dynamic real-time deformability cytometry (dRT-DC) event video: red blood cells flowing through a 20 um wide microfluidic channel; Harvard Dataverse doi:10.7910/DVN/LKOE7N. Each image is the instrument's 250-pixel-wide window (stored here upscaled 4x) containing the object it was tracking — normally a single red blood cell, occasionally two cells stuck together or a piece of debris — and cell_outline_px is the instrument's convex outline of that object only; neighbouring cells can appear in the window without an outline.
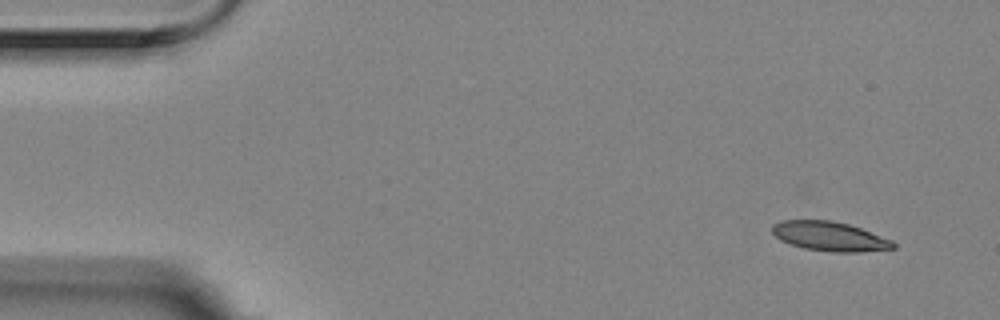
{"species": "Egyptian fruit bat (a non-hibernating species)", "species_latin": "Rousettus aegyptiacus", "temperature_condition": "room temperature", "stored_images_in_passage": 5, "camera_frame_rate_fps": 3000, "um_per_image_px": 0.085, "animal": {"sex": "female"}, "frame": {"image": 1, "passage_image": 1, "time_ms": 0.0, "image_size_px": [1000, 320], "cell_outline_px": [[896, 248], [856, 252], [832, 252], [804, 248], [780, 240], [772, 232], [772, 224], [780, 220], [832, 220], [848, 224], [860, 228], [892, 240], [896, 244]], "centroid_in_image_um": [70.51, 20.08], "position_along_channel_um": 14.5, "area_um2": 20.63}}
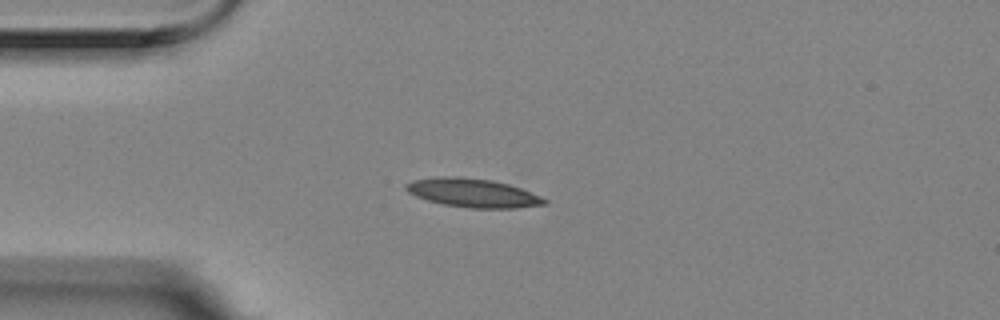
{"frame": {"image": 2, "passage_image": 4, "time_ms": 1.0, "image_size_px": [1000, 320], "cell_outline_px": [[548, 204], [516, 208], [468, 208], [444, 204], [428, 200], [416, 196], [408, 192], [404, 188], [404, 184], [412, 180], [444, 176], [460, 176], [492, 180], [508, 184], [520, 188], [540, 196], [548, 200]], "centroid_in_image_um": [40.19, 16.39], "position_along_channel_um": 44.8, "area_um2": 23.18}}